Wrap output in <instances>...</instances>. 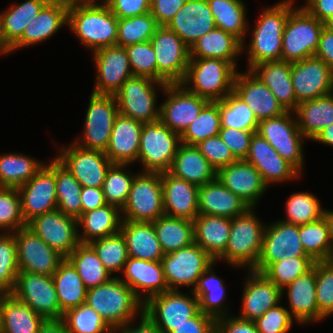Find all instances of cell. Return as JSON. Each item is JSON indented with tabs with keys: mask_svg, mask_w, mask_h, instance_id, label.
I'll list each match as a JSON object with an SVG mask.
<instances>
[{
	"mask_svg": "<svg viewBox=\"0 0 333 333\" xmlns=\"http://www.w3.org/2000/svg\"><path fill=\"white\" fill-rule=\"evenodd\" d=\"M294 3V0H282L263 7L249 44L246 47L243 43L242 49L248 51L247 70L262 62L281 60L282 36L289 14L296 7Z\"/></svg>",
	"mask_w": 333,
	"mask_h": 333,
	"instance_id": "cell-1",
	"label": "cell"
},
{
	"mask_svg": "<svg viewBox=\"0 0 333 333\" xmlns=\"http://www.w3.org/2000/svg\"><path fill=\"white\" fill-rule=\"evenodd\" d=\"M68 27L92 53L117 43L118 18L106 3H70Z\"/></svg>",
	"mask_w": 333,
	"mask_h": 333,
	"instance_id": "cell-2",
	"label": "cell"
},
{
	"mask_svg": "<svg viewBox=\"0 0 333 333\" xmlns=\"http://www.w3.org/2000/svg\"><path fill=\"white\" fill-rule=\"evenodd\" d=\"M85 303L114 331L128 322L140 319L144 307L133 290L119 276H113L104 284L88 289Z\"/></svg>",
	"mask_w": 333,
	"mask_h": 333,
	"instance_id": "cell-3",
	"label": "cell"
},
{
	"mask_svg": "<svg viewBox=\"0 0 333 333\" xmlns=\"http://www.w3.org/2000/svg\"><path fill=\"white\" fill-rule=\"evenodd\" d=\"M250 207L243 214L231 219L227 247L216 262H225L234 268L253 270L259 259L265 223ZM264 223V224H263Z\"/></svg>",
	"mask_w": 333,
	"mask_h": 333,
	"instance_id": "cell-4",
	"label": "cell"
},
{
	"mask_svg": "<svg viewBox=\"0 0 333 333\" xmlns=\"http://www.w3.org/2000/svg\"><path fill=\"white\" fill-rule=\"evenodd\" d=\"M237 71L223 59L190 58L185 78L180 84L199 97L216 102L233 91Z\"/></svg>",
	"mask_w": 333,
	"mask_h": 333,
	"instance_id": "cell-5",
	"label": "cell"
},
{
	"mask_svg": "<svg viewBox=\"0 0 333 333\" xmlns=\"http://www.w3.org/2000/svg\"><path fill=\"white\" fill-rule=\"evenodd\" d=\"M166 85L148 77H129L114 95L119 114L141 123L160 120V105L156 106L157 92L162 93Z\"/></svg>",
	"mask_w": 333,
	"mask_h": 333,
	"instance_id": "cell-6",
	"label": "cell"
},
{
	"mask_svg": "<svg viewBox=\"0 0 333 333\" xmlns=\"http://www.w3.org/2000/svg\"><path fill=\"white\" fill-rule=\"evenodd\" d=\"M180 144V134L172 131L160 120L143 123L137 161L142 165L141 171H169Z\"/></svg>",
	"mask_w": 333,
	"mask_h": 333,
	"instance_id": "cell-7",
	"label": "cell"
},
{
	"mask_svg": "<svg viewBox=\"0 0 333 333\" xmlns=\"http://www.w3.org/2000/svg\"><path fill=\"white\" fill-rule=\"evenodd\" d=\"M323 28V22L304 7H295L284 28L281 60L296 62L314 56Z\"/></svg>",
	"mask_w": 333,
	"mask_h": 333,
	"instance_id": "cell-8",
	"label": "cell"
},
{
	"mask_svg": "<svg viewBox=\"0 0 333 333\" xmlns=\"http://www.w3.org/2000/svg\"><path fill=\"white\" fill-rule=\"evenodd\" d=\"M164 215L161 173L136 174L128 199L121 209L122 220L153 222Z\"/></svg>",
	"mask_w": 333,
	"mask_h": 333,
	"instance_id": "cell-9",
	"label": "cell"
},
{
	"mask_svg": "<svg viewBox=\"0 0 333 333\" xmlns=\"http://www.w3.org/2000/svg\"><path fill=\"white\" fill-rule=\"evenodd\" d=\"M199 311V300L191 289L188 293L165 291L151 297L143 307V313L162 333H171Z\"/></svg>",
	"mask_w": 333,
	"mask_h": 333,
	"instance_id": "cell-10",
	"label": "cell"
},
{
	"mask_svg": "<svg viewBox=\"0 0 333 333\" xmlns=\"http://www.w3.org/2000/svg\"><path fill=\"white\" fill-rule=\"evenodd\" d=\"M293 115V111H286L277 117L262 120L257 133L302 175L305 166L303 144L307 139L300 132Z\"/></svg>",
	"mask_w": 333,
	"mask_h": 333,
	"instance_id": "cell-11",
	"label": "cell"
},
{
	"mask_svg": "<svg viewBox=\"0 0 333 333\" xmlns=\"http://www.w3.org/2000/svg\"><path fill=\"white\" fill-rule=\"evenodd\" d=\"M81 138L74 143L85 149L106 151L113 124L119 114L114 95L94 94L89 97Z\"/></svg>",
	"mask_w": 333,
	"mask_h": 333,
	"instance_id": "cell-12",
	"label": "cell"
},
{
	"mask_svg": "<svg viewBox=\"0 0 333 333\" xmlns=\"http://www.w3.org/2000/svg\"><path fill=\"white\" fill-rule=\"evenodd\" d=\"M157 63V81L181 83L189 64V47L167 26H158L151 37Z\"/></svg>",
	"mask_w": 333,
	"mask_h": 333,
	"instance_id": "cell-13",
	"label": "cell"
},
{
	"mask_svg": "<svg viewBox=\"0 0 333 333\" xmlns=\"http://www.w3.org/2000/svg\"><path fill=\"white\" fill-rule=\"evenodd\" d=\"M215 260L195 242L161 259L169 290L195 287L198 278Z\"/></svg>",
	"mask_w": 333,
	"mask_h": 333,
	"instance_id": "cell-14",
	"label": "cell"
},
{
	"mask_svg": "<svg viewBox=\"0 0 333 333\" xmlns=\"http://www.w3.org/2000/svg\"><path fill=\"white\" fill-rule=\"evenodd\" d=\"M59 148L55 159L82 187L102 188L106 173L113 164L104 151L85 149L74 142Z\"/></svg>",
	"mask_w": 333,
	"mask_h": 333,
	"instance_id": "cell-15",
	"label": "cell"
},
{
	"mask_svg": "<svg viewBox=\"0 0 333 333\" xmlns=\"http://www.w3.org/2000/svg\"><path fill=\"white\" fill-rule=\"evenodd\" d=\"M11 294L44 319H59L63 316L52 276L18 272Z\"/></svg>",
	"mask_w": 333,
	"mask_h": 333,
	"instance_id": "cell-16",
	"label": "cell"
},
{
	"mask_svg": "<svg viewBox=\"0 0 333 333\" xmlns=\"http://www.w3.org/2000/svg\"><path fill=\"white\" fill-rule=\"evenodd\" d=\"M291 257H309L300 240L299 226L277 220L265 225L256 272L263 273L273 262Z\"/></svg>",
	"mask_w": 333,
	"mask_h": 333,
	"instance_id": "cell-17",
	"label": "cell"
},
{
	"mask_svg": "<svg viewBox=\"0 0 333 333\" xmlns=\"http://www.w3.org/2000/svg\"><path fill=\"white\" fill-rule=\"evenodd\" d=\"M27 227L64 258L80 244L78 220L58 209L33 218Z\"/></svg>",
	"mask_w": 333,
	"mask_h": 333,
	"instance_id": "cell-18",
	"label": "cell"
},
{
	"mask_svg": "<svg viewBox=\"0 0 333 333\" xmlns=\"http://www.w3.org/2000/svg\"><path fill=\"white\" fill-rule=\"evenodd\" d=\"M167 98L160 105V121L172 131L182 134L209 102L188 91L182 84H167Z\"/></svg>",
	"mask_w": 333,
	"mask_h": 333,
	"instance_id": "cell-19",
	"label": "cell"
},
{
	"mask_svg": "<svg viewBox=\"0 0 333 333\" xmlns=\"http://www.w3.org/2000/svg\"><path fill=\"white\" fill-rule=\"evenodd\" d=\"M92 55L96 73L92 93L115 95L123 83L133 76L126 48L108 46Z\"/></svg>",
	"mask_w": 333,
	"mask_h": 333,
	"instance_id": "cell-20",
	"label": "cell"
},
{
	"mask_svg": "<svg viewBox=\"0 0 333 333\" xmlns=\"http://www.w3.org/2000/svg\"><path fill=\"white\" fill-rule=\"evenodd\" d=\"M17 247L19 272L52 276L64 259L27 226L13 233Z\"/></svg>",
	"mask_w": 333,
	"mask_h": 333,
	"instance_id": "cell-21",
	"label": "cell"
},
{
	"mask_svg": "<svg viewBox=\"0 0 333 333\" xmlns=\"http://www.w3.org/2000/svg\"><path fill=\"white\" fill-rule=\"evenodd\" d=\"M291 79L298 104L333 93V72L316 56L291 62Z\"/></svg>",
	"mask_w": 333,
	"mask_h": 333,
	"instance_id": "cell-22",
	"label": "cell"
},
{
	"mask_svg": "<svg viewBox=\"0 0 333 333\" xmlns=\"http://www.w3.org/2000/svg\"><path fill=\"white\" fill-rule=\"evenodd\" d=\"M18 191L26 224L39 215L57 209L55 173L46 164Z\"/></svg>",
	"mask_w": 333,
	"mask_h": 333,
	"instance_id": "cell-23",
	"label": "cell"
},
{
	"mask_svg": "<svg viewBox=\"0 0 333 333\" xmlns=\"http://www.w3.org/2000/svg\"><path fill=\"white\" fill-rule=\"evenodd\" d=\"M252 164L261 174L267 187L275 183L297 180L302 175L265 140L255 132L250 142L248 155L245 159Z\"/></svg>",
	"mask_w": 333,
	"mask_h": 333,
	"instance_id": "cell-24",
	"label": "cell"
},
{
	"mask_svg": "<svg viewBox=\"0 0 333 333\" xmlns=\"http://www.w3.org/2000/svg\"><path fill=\"white\" fill-rule=\"evenodd\" d=\"M282 291V299L287 293L289 313L296 324L303 326L320 322L326 318L319 312L316 299V262L305 274L286 285Z\"/></svg>",
	"mask_w": 333,
	"mask_h": 333,
	"instance_id": "cell-25",
	"label": "cell"
},
{
	"mask_svg": "<svg viewBox=\"0 0 333 333\" xmlns=\"http://www.w3.org/2000/svg\"><path fill=\"white\" fill-rule=\"evenodd\" d=\"M119 278L145 304L151 297L168 291L161 261H147L129 257Z\"/></svg>",
	"mask_w": 333,
	"mask_h": 333,
	"instance_id": "cell-26",
	"label": "cell"
},
{
	"mask_svg": "<svg viewBox=\"0 0 333 333\" xmlns=\"http://www.w3.org/2000/svg\"><path fill=\"white\" fill-rule=\"evenodd\" d=\"M233 92L252 110L258 122L286 112L270 89L251 71L236 73Z\"/></svg>",
	"mask_w": 333,
	"mask_h": 333,
	"instance_id": "cell-27",
	"label": "cell"
},
{
	"mask_svg": "<svg viewBox=\"0 0 333 333\" xmlns=\"http://www.w3.org/2000/svg\"><path fill=\"white\" fill-rule=\"evenodd\" d=\"M68 7L66 0H49L24 29L22 37L8 50V54L44 42L62 27L68 26Z\"/></svg>",
	"mask_w": 333,
	"mask_h": 333,
	"instance_id": "cell-28",
	"label": "cell"
},
{
	"mask_svg": "<svg viewBox=\"0 0 333 333\" xmlns=\"http://www.w3.org/2000/svg\"><path fill=\"white\" fill-rule=\"evenodd\" d=\"M242 293L240 315L242 319L255 321L268 309L282 301V291L263 273L247 270Z\"/></svg>",
	"mask_w": 333,
	"mask_h": 333,
	"instance_id": "cell-29",
	"label": "cell"
},
{
	"mask_svg": "<svg viewBox=\"0 0 333 333\" xmlns=\"http://www.w3.org/2000/svg\"><path fill=\"white\" fill-rule=\"evenodd\" d=\"M218 180L249 207H256L268 188L260 172L245 160H237L217 171Z\"/></svg>",
	"mask_w": 333,
	"mask_h": 333,
	"instance_id": "cell-30",
	"label": "cell"
},
{
	"mask_svg": "<svg viewBox=\"0 0 333 333\" xmlns=\"http://www.w3.org/2000/svg\"><path fill=\"white\" fill-rule=\"evenodd\" d=\"M166 26L189 48L195 41L216 28L207 0H187Z\"/></svg>",
	"mask_w": 333,
	"mask_h": 333,
	"instance_id": "cell-31",
	"label": "cell"
},
{
	"mask_svg": "<svg viewBox=\"0 0 333 333\" xmlns=\"http://www.w3.org/2000/svg\"><path fill=\"white\" fill-rule=\"evenodd\" d=\"M164 214L193 221L198 211L199 186L173 175L161 173Z\"/></svg>",
	"mask_w": 333,
	"mask_h": 333,
	"instance_id": "cell-32",
	"label": "cell"
},
{
	"mask_svg": "<svg viewBox=\"0 0 333 333\" xmlns=\"http://www.w3.org/2000/svg\"><path fill=\"white\" fill-rule=\"evenodd\" d=\"M143 123L118 114L115 118L106 156L113 164H131L138 161Z\"/></svg>",
	"mask_w": 333,
	"mask_h": 333,
	"instance_id": "cell-33",
	"label": "cell"
},
{
	"mask_svg": "<svg viewBox=\"0 0 333 333\" xmlns=\"http://www.w3.org/2000/svg\"><path fill=\"white\" fill-rule=\"evenodd\" d=\"M250 208L238 195L226 188L218 178L199 186V214L234 218Z\"/></svg>",
	"mask_w": 333,
	"mask_h": 333,
	"instance_id": "cell-34",
	"label": "cell"
},
{
	"mask_svg": "<svg viewBox=\"0 0 333 333\" xmlns=\"http://www.w3.org/2000/svg\"><path fill=\"white\" fill-rule=\"evenodd\" d=\"M251 71L270 89L286 111L298 106L291 79V62L266 61L255 65Z\"/></svg>",
	"mask_w": 333,
	"mask_h": 333,
	"instance_id": "cell-35",
	"label": "cell"
},
{
	"mask_svg": "<svg viewBox=\"0 0 333 333\" xmlns=\"http://www.w3.org/2000/svg\"><path fill=\"white\" fill-rule=\"evenodd\" d=\"M242 47L239 38L216 27L192 44L189 57L223 59L238 69L237 58L243 54Z\"/></svg>",
	"mask_w": 333,
	"mask_h": 333,
	"instance_id": "cell-36",
	"label": "cell"
},
{
	"mask_svg": "<svg viewBox=\"0 0 333 333\" xmlns=\"http://www.w3.org/2000/svg\"><path fill=\"white\" fill-rule=\"evenodd\" d=\"M231 218L198 214L193 220L194 242L215 261L227 247Z\"/></svg>",
	"mask_w": 333,
	"mask_h": 333,
	"instance_id": "cell-37",
	"label": "cell"
},
{
	"mask_svg": "<svg viewBox=\"0 0 333 333\" xmlns=\"http://www.w3.org/2000/svg\"><path fill=\"white\" fill-rule=\"evenodd\" d=\"M49 0H25L12 3L0 13V42L9 50L23 35L27 25L37 17Z\"/></svg>",
	"mask_w": 333,
	"mask_h": 333,
	"instance_id": "cell-38",
	"label": "cell"
},
{
	"mask_svg": "<svg viewBox=\"0 0 333 333\" xmlns=\"http://www.w3.org/2000/svg\"><path fill=\"white\" fill-rule=\"evenodd\" d=\"M216 261L203 272L198 278L193 294L199 300V310L215 320L228 316V305L226 300V286L224 280L215 273ZM214 268V269H213ZM227 307V308H226Z\"/></svg>",
	"mask_w": 333,
	"mask_h": 333,
	"instance_id": "cell-39",
	"label": "cell"
},
{
	"mask_svg": "<svg viewBox=\"0 0 333 333\" xmlns=\"http://www.w3.org/2000/svg\"><path fill=\"white\" fill-rule=\"evenodd\" d=\"M120 231L125 237L129 257L147 261H161L164 257L152 222L122 220Z\"/></svg>",
	"mask_w": 333,
	"mask_h": 333,
	"instance_id": "cell-40",
	"label": "cell"
},
{
	"mask_svg": "<svg viewBox=\"0 0 333 333\" xmlns=\"http://www.w3.org/2000/svg\"><path fill=\"white\" fill-rule=\"evenodd\" d=\"M173 175L197 186L217 178V171L195 145L181 143L169 170Z\"/></svg>",
	"mask_w": 333,
	"mask_h": 333,
	"instance_id": "cell-41",
	"label": "cell"
},
{
	"mask_svg": "<svg viewBox=\"0 0 333 333\" xmlns=\"http://www.w3.org/2000/svg\"><path fill=\"white\" fill-rule=\"evenodd\" d=\"M293 112L300 132L312 141L333 123V93L301 102Z\"/></svg>",
	"mask_w": 333,
	"mask_h": 333,
	"instance_id": "cell-42",
	"label": "cell"
},
{
	"mask_svg": "<svg viewBox=\"0 0 333 333\" xmlns=\"http://www.w3.org/2000/svg\"><path fill=\"white\" fill-rule=\"evenodd\" d=\"M77 220L78 229H81L78 231L80 243H90L120 231L121 210L117 206L106 204L103 207L82 213Z\"/></svg>",
	"mask_w": 333,
	"mask_h": 333,
	"instance_id": "cell-43",
	"label": "cell"
},
{
	"mask_svg": "<svg viewBox=\"0 0 333 333\" xmlns=\"http://www.w3.org/2000/svg\"><path fill=\"white\" fill-rule=\"evenodd\" d=\"M44 320L12 294H7L1 302L0 333H38Z\"/></svg>",
	"mask_w": 333,
	"mask_h": 333,
	"instance_id": "cell-44",
	"label": "cell"
},
{
	"mask_svg": "<svg viewBox=\"0 0 333 333\" xmlns=\"http://www.w3.org/2000/svg\"><path fill=\"white\" fill-rule=\"evenodd\" d=\"M60 309L65 312L86 302L87 288L72 263L64 258L52 275Z\"/></svg>",
	"mask_w": 333,
	"mask_h": 333,
	"instance_id": "cell-45",
	"label": "cell"
},
{
	"mask_svg": "<svg viewBox=\"0 0 333 333\" xmlns=\"http://www.w3.org/2000/svg\"><path fill=\"white\" fill-rule=\"evenodd\" d=\"M299 236L306 254L314 262L333 260L331 226L328 210L320 219L300 225Z\"/></svg>",
	"mask_w": 333,
	"mask_h": 333,
	"instance_id": "cell-46",
	"label": "cell"
},
{
	"mask_svg": "<svg viewBox=\"0 0 333 333\" xmlns=\"http://www.w3.org/2000/svg\"><path fill=\"white\" fill-rule=\"evenodd\" d=\"M164 254L194 243L193 221L162 215L152 222Z\"/></svg>",
	"mask_w": 333,
	"mask_h": 333,
	"instance_id": "cell-47",
	"label": "cell"
},
{
	"mask_svg": "<svg viewBox=\"0 0 333 333\" xmlns=\"http://www.w3.org/2000/svg\"><path fill=\"white\" fill-rule=\"evenodd\" d=\"M217 28L229 32L245 43L249 31L247 5L243 0H207Z\"/></svg>",
	"mask_w": 333,
	"mask_h": 333,
	"instance_id": "cell-48",
	"label": "cell"
},
{
	"mask_svg": "<svg viewBox=\"0 0 333 333\" xmlns=\"http://www.w3.org/2000/svg\"><path fill=\"white\" fill-rule=\"evenodd\" d=\"M45 164L55 173L57 209L78 219L81 215L82 185L54 157Z\"/></svg>",
	"mask_w": 333,
	"mask_h": 333,
	"instance_id": "cell-49",
	"label": "cell"
},
{
	"mask_svg": "<svg viewBox=\"0 0 333 333\" xmlns=\"http://www.w3.org/2000/svg\"><path fill=\"white\" fill-rule=\"evenodd\" d=\"M45 164L24 153L0 155V187L19 188L28 182Z\"/></svg>",
	"mask_w": 333,
	"mask_h": 333,
	"instance_id": "cell-50",
	"label": "cell"
},
{
	"mask_svg": "<svg viewBox=\"0 0 333 333\" xmlns=\"http://www.w3.org/2000/svg\"><path fill=\"white\" fill-rule=\"evenodd\" d=\"M67 259L75 267L87 289L102 285L112 278L89 243H80Z\"/></svg>",
	"mask_w": 333,
	"mask_h": 333,
	"instance_id": "cell-51",
	"label": "cell"
},
{
	"mask_svg": "<svg viewBox=\"0 0 333 333\" xmlns=\"http://www.w3.org/2000/svg\"><path fill=\"white\" fill-rule=\"evenodd\" d=\"M221 130V117L219 101L208 102L200 114L180 135L181 143L197 145L199 142L219 135Z\"/></svg>",
	"mask_w": 333,
	"mask_h": 333,
	"instance_id": "cell-52",
	"label": "cell"
},
{
	"mask_svg": "<svg viewBox=\"0 0 333 333\" xmlns=\"http://www.w3.org/2000/svg\"><path fill=\"white\" fill-rule=\"evenodd\" d=\"M285 205L286 217L281 221L297 226L316 221L327 212L316 195L307 191L292 193Z\"/></svg>",
	"mask_w": 333,
	"mask_h": 333,
	"instance_id": "cell-53",
	"label": "cell"
},
{
	"mask_svg": "<svg viewBox=\"0 0 333 333\" xmlns=\"http://www.w3.org/2000/svg\"><path fill=\"white\" fill-rule=\"evenodd\" d=\"M221 127L257 131L259 122L249 106L233 91L219 101Z\"/></svg>",
	"mask_w": 333,
	"mask_h": 333,
	"instance_id": "cell-54",
	"label": "cell"
},
{
	"mask_svg": "<svg viewBox=\"0 0 333 333\" xmlns=\"http://www.w3.org/2000/svg\"><path fill=\"white\" fill-rule=\"evenodd\" d=\"M89 244L112 276L118 272L121 274L129 258L127 243L121 231L104 238L93 240Z\"/></svg>",
	"mask_w": 333,
	"mask_h": 333,
	"instance_id": "cell-55",
	"label": "cell"
},
{
	"mask_svg": "<svg viewBox=\"0 0 333 333\" xmlns=\"http://www.w3.org/2000/svg\"><path fill=\"white\" fill-rule=\"evenodd\" d=\"M127 166L131 165L112 164L106 173L102 186L106 203L117 206L120 210L128 199L133 180L137 174H133Z\"/></svg>",
	"mask_w": 333,
	"mask_h": 333,
	"instance_id": "cell-56",
	"label": "cell"
},
{
	"mask_svg": "<svg viewBox=\"0 0 333 333\" xmlns=\"http://www.w3.org/2000/svg\"><path fill=\"white\" fill-rule=\"evenodd\" d=\"M67 333H114V330L87 303L63 313Z\"/></svg>",
	"mask_w": 333,
	"mask_h": 333,
	"instance_id": "cell-57",
	"label": "cell"
},
{
	"mask_svg": "<svg viewBox=\"0 0 333 333\" xmlns=\"http://www.w3.org/2000/svg\"><path fill=\"white\" fill-rule=\"evenodd\" d=\"M159 25L152 14L118 19L117 46L126 47L131 44L150 41Z\"/></svg>",
	"mask_w": 333,
	"mask_h": 333,
	"instance_id": "cell-58",
	"label": "cell"
},
{
	"mask_svg": "<svg viewBox=\"0 0 333 333\" xmlns=\"http://www.w3.org/2000/svg\"><path fill=\"white\" fill-rule=\"evenodd\" d=\"M314 261L310 257H291L273 262L263 274L277 287L283 289L297 277L309 271Z\"/></svg>",
	"mask_w": 333,
	"mask_h": 333,
	"instance_id": "cell-59",
	"label": "cell"
},
{
	"mask_svg": "<svg viewBox=\"0 0 333 333\" xmlns=\"http://www.w3.org/2000/svg\"><path fill=\"white\" fill-rule=\"evenodd\" d=\"M25 226L18 189L0 187V233H14Z\"/></svg>",
	"mask_w": 333,
	"mask_h": 333,
	"instance_id": "cell-60",
	"label": "cell"
},
{
	"mask_svg": "<svg viewBox=\"0 0 333 333\" xmlns=\"http://www.w3.org/2000/svg\"><path fill=\"white\" fill-rule=\"evenodd\" d=\"M19 272L13 233H0V289L11 294Z\"/></svg>",
	"mask_w": 333,
	"mask_h": 333,
	"instance_id": "cell-61",
	"label": "cell"
},
{
	"mask_svg": "<svg viewBox=\"0 0 333 333\" xmlns=\"http://www.w3.org/2000/svg\"><path fill=\"white\" fill-rule=\"evenodd\" d=\"M134 76L148 77L157 81V63L150 41L125 47Z\"/></svg>",
	"mask_w": 333,
	"mask_h": 333,
	"instance_id": "cell-62",
	"label": "cell"
},
{
	"mask_svg": "<svg viewBox=\"0 0 333 333\" xmlns=\"http://www.w3.org/2000/svg\"><path fill=\"white\" fill-rule=\"evenodd\" d=\"M316 299L319 312L333 315V260L316 262Z\"/></svg>",
	"mask_w": 333,
	"mask_h": 333,
	"instance_id": "cell-63",
	"label": "cell"
},
{
	"mask_svg": "<svg viewBox=\"0 0 333 333\" xmlns=\"http://www.w3.org/2000/svg\"><path fill=\"white\" fill-rule=\"evenodd\" d=\"M268 309L261 317L254 322L259 333H288L293 326L294 319L289 309L279 305Z\"/></svg>",
	"mask_w": 333,
	"mask_h": 333,
	"instance_id": "cell-64",
	"label": "cell"
},
{
	"mask_svg": "<svg viewBox=\"0 0 333 333\" xmlns=\"http://www.w3.org/2000/svg\"><path fill=\"white\" fill-rule=\"evenodd\" d=\"M195 146L216 171L237 161L219 135L207 138Z\"/></svg>",
	"mask_w": 333,
	"mask_h": 333,
	"instance_id": "cell-65",
	"label": "cell"
},
{
	"mask_svg": "<svg viewBox=\"0 0 333 333\" xmlns=\"http://www.w3.org/2000/svg\"><path fill=\"white\" fill-rule=\"evenodd\" d=\"M257 131H244L235 128L221 127L219 136L230 148L231 153L237 160H245L253 134Z\"/></svg>",
	"mask_w": 333,
	"mask_h": 333,
	"instance_id": "cell-66",
	"label": "cell"
},
{
	"mask_svg": "<svg viewBox=\"0 0 333 333\" xmlns=\"http://www.w3.org/2000/svg\"><path fill=\"white\" fill-rule=\"evenodd\" d=\"M151 0H108L106 4L118 18H130L150 12Z\"/></svg>",
	"mask_w": 333,
	"mask_h": 333,
	"instance_id": "cell-67",
	"label": "cell"
},
{
	"mask_svg": "<svg viewBox=\"0 0 333 333\" xmlns=\"http://www.w3.org/2000/svg\"><path fill=\"white\" fill-rule=\"evenodd\" d=\"M187 0H151L150 13L159 26H166Z\"/></svg>",
	"mask_w": 333,
	"mask_h": 333,
	"instance_id": "cell-68",
	"label": "cell"
},
{
	"mask_svg": "<svg viewBox=\"0 0 333 333\" xmlns=\"http://www.w3.org/2000/svg\"><path fill=\"white\" fill-rule=\"evenodd\" d=\"M230 314L216 320L215 333H259L254 321Z\"/></svg>",
	"mask_w": 333,
	"mask_h": 333,
	"instance_id": "cell-69",
	"label": "cell"
},
{
	"mask_svg": "<svg viewBox=\"0 0 333 333\" xmlns=\"http://www.w3.org/2000/svg\"><path fill=\"white\" fill-rule=\"evenodd\" d=\"M216 320L199 311L171 333H215Z\"/></svg>",
	"mask_w": 333,
	"mask_h": 333,
	"instance_id": "cell-70",
	"label": "cell"
},
{
	"mask_svg": "<svg viewBox=\"0 0 333 333\" xmlns=\"http://www.w3.org/2000/svg\"><path fill=\"white\" fill-rule=\"evenodd\" d=\"M81 214L106 205L102 188L82 187L81 189Z\"/></svg>",
	"mask_w": 333,
	"mask_h": 333,
	"instance_id": "cell-71",
	"label": "cell"
},
{
	"mask_svg": "<svg viewBox=\"0 0 333 333\" xmlns=\"http://www.w3.org/2000/svg\"><path fill=\"white\" fill-rule=\"evenodd\" d=\"M316 57L323 60L333 72V32L323 28L317 50Z\"/></svg>",
	"mask_w": 333,
	"mask_h": 333,
	"instance_id": "cell-72",
	"label": "cell"
},
{
	"mask_svg": "<svg viewBox=\"0 0 333 333\" xmlns=\"http://www.w3.org/2000/svg\"><path fill=\"white\" fill-rule=\"evenodd\" d=\"M304 3L302 7L321 22L333 14V0H305Z\"/></svg>",
	"mask_w": 333,
	"mask_h": 333,
	"instance_id": "cell-73",
	"label": "cell"
},
{
	"mask_svg": "<svg viewBox=\"0 0 333 333\" xmlns=\"http://www.w3.org/2000/svg\"><path fill=\"white\" fill-rule=\"evenodd\" d=\"M139 325L133 326L136 322H128L126 325L117 328L115 333H162L143 313L140 316ZM134 323V324H133ZM132 325V326H131Z\"/></svg>",
	"mask_w": 333,
	"mask_h": 333,
	"instance_id": "cell-74",
	"label": "cell"
},
{
	"mask_svg": "<svg viewBox=\"0 0 333 333\" xmlns=\"http://www.w3.org/2000/svg\"><path fill=\"white\" fill-rule=\"evenodd\" d=\"M38 333H67V330L62 318L45 319L41 323Z\"/></svg>",
	"mask_w": 333,
	"mask_h": 333,
	"instance_id": "cell-75",
	"label": "cell"
},
{
	"mask_svg": "<svg viewBox=\"0 0 333 333\" xmlns=\"http://www.w3.org/2000/svg\"><path fill=\"white\" fill-rule=\"evenodd\" d=\"M312 141L333 147V123L322 130Z\"/></svg>",
	"mask_w": 333,
	"mask_h": 333,
	"instance_id": "cell-76",
	"label": "cell"
},
{
	"mask_svg": "<svg viewBox=\"0 0 333 333\" xmlns=\"http://www.w3.org/2000/svg\"><path fill=\"white\" fill-rule=\"evenodd\" d=\"M69 4L70 3H106L108 0H66Z\"/></svg>",
	"mask_w": 333,
	"mask_h": 333,
	"instance_id": "cell-77",
	"label": "cell"
},
{
	"mask_svg": "<svg viewBox=\"0 0 333 333\" xmlns=\"http://www.w3.org/2000/svg\"><path fill=\"white\" fill-rule=\"evenodd\" d=\"M324 28L325 29H328L329 31H332L333 32V14L328 17L324 22Z\"/></svg>",
	"mask_w": 333,
	"mask_h": 333,
	"instance_id": "cell-78",
	"label": "cell"
},
{
	"mask_svg": "<svg viewBox=\"0 0 333 333\" xmlns=\"http://www.w3.org/2000/svg\"><path fill=\"white\" fill-rule=\"evenodd\" d=\"M328 217H329V220H330L331 239H332V247H333V211L328 210Z\"/></svg>",
	"mask_w": 333,
	"mask_h": 333,
	"instance_id": "cell-79",
	"label": "cell"
},
{
	"mask_svg": "<svg viewBox=\"0 0 333 333\" xmlns=\"http://www.w3.org/2000/svg\"><path fill=\"white\" fill-rule=\"evenodd\" d=\"M8 54V50L1 44L0 42V55L6 56Z\"/></svg>",
	"mask_w": 333,
	"mask_h": 333,
	"instance_id": "cell-80",
	"label": "cell"
}]
</instances>
